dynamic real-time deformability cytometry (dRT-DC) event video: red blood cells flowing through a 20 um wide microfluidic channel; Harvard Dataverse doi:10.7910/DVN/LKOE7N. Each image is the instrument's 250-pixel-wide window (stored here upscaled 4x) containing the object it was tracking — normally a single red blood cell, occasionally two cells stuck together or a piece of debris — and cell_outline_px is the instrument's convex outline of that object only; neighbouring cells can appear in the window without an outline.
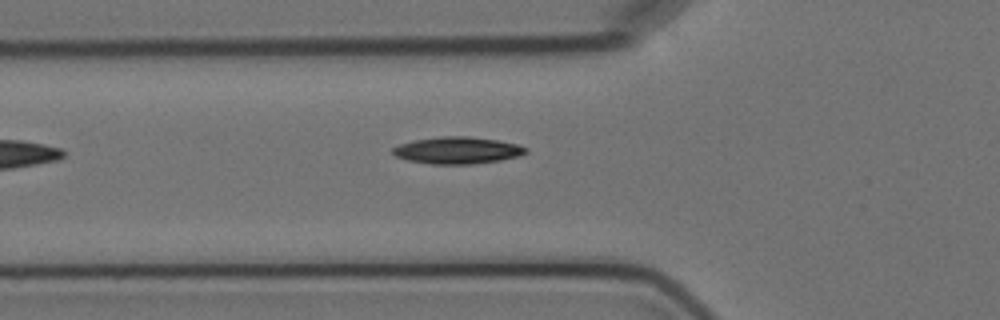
{"species": "Egyptian fruit bat (a non-hibernating species)", "species_latin": "Rousettus aegyptiacus", "temperature_condition": "cold", "stored_images_in_passage": 2, "camera_frame_rate_fps": 3000, "um_per_image_px": 0.085, "animal": {"sex": "female"}, "frame": {"image": 1, "passage_image": 2, "time_ms": 1.333, "image_size_px": [1000, 320], "cell_outline_px": [[528, 152], [520, 156], [500, 160], [472, 164], [432, 164], [408, 160], [396, 156], [392, 152], [392, 148], [400, 144], [416, 140], [440, 136], [468, 136], [496, 140], [516, 144], [528, 148]], "centroid_in_image_um": [38.9, 12.78], "position_along_channel_um": 86.9, "area_um2": 20.75}}